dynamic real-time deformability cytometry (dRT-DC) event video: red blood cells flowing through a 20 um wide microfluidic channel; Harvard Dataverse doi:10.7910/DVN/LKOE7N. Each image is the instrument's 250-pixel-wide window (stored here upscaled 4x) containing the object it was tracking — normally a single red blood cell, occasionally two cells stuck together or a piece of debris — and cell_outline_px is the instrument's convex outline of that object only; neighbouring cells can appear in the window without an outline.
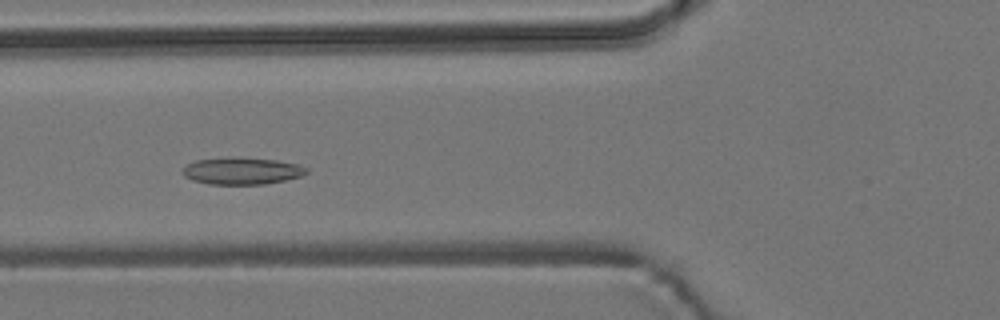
{"species": "common noctule bat (a hibernating species)", "species_latin": "Nyctalus noctula", "temperature_condition": "room temperature", "stored_images_in_passage": 53, "camera_frame_rate_fps": 3000, "um_per_image_px": 0.085, "animal": {"sex": "male", "body_mass_g": 19.2, "forearm_length_mm": 51.8}, "frame": {"image": 1, "passage_image": 19, "time_ms": 6.0, "image_size_px": [1000, 320], "cell_outline_px": [[308, 172], [300, 176], [284, 180], [264, 184], [208, 184], [192, 180], [184, 176], [180, 172], [188, 164], [196, 160], [232, 156], [276, 160], [296, 164], [308, 168]], "centroid_in_image_um": [20.52, 14.52], "position_along_channel_um": 105.3, "area_um2": 19.54}}
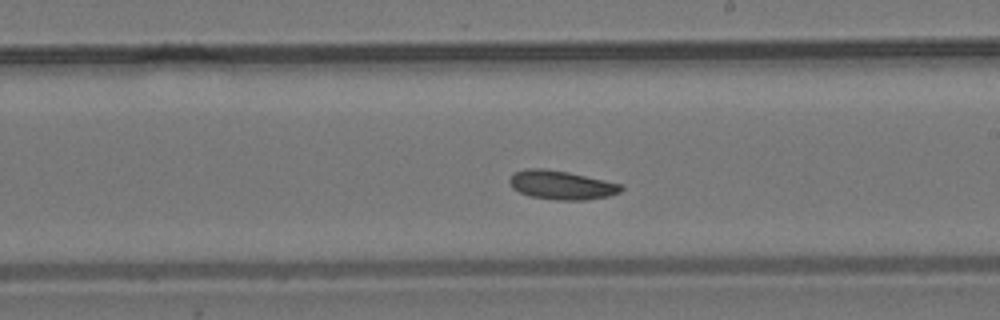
{"frame": {"image": 2, "passage_image": 30, "time_ms": 9.667, "image_size_px": [1000, 320], "cell_outline_px": [[624, 188], [620, 192], [608, 196], [584, 200], [556, 200], [528, 196], [512, 188], [508, 180], [516, 172], [528, 168], [544, 168], [568, 172], [604, 180], [620, 184]], "centroid_in_image_um": [47.71, 15.73], "position_along_channel_um": 241.3, "area_um2": 18.67}}
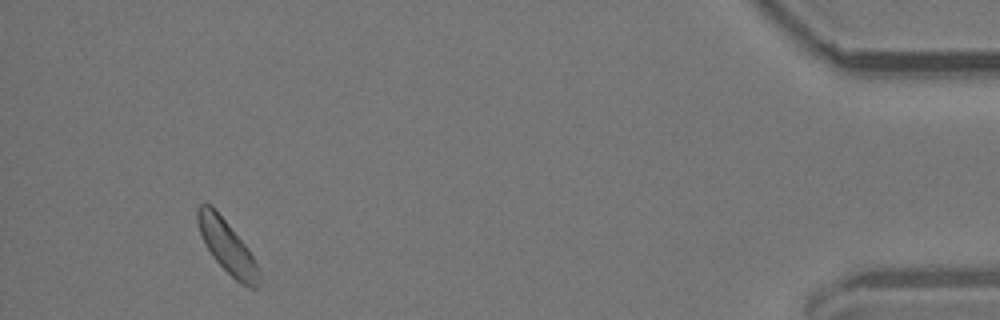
{"frame": {"image": 3, "passage_image": 50, "time_ms": 16.333, "image_size_px": [1000, 320], "cell_outline_px": [[260, 280], [256, 288], [248, 288], [240, 284], [212, 256], [200, 232], [196, 220], [196, 208], [200, 204], [212, 204], [244, 244], [260, 268]], "centroid_in_image_um": [19.31, 20.96], "position_along_channel_um": 415.9, "area_um2": 18.67}, "authors_computed_cell_mechanics": {"area_um2": 18.7272, "velocity_mm_per_s": 3.7048, "shape_relaxation_time_tau1_ms": 2.5077, "shape_relaxation_time_tau2_ms": 9.9227, "deformation_change_tau1": 0.0615, "deformation_change_tau2": 0.1566}}